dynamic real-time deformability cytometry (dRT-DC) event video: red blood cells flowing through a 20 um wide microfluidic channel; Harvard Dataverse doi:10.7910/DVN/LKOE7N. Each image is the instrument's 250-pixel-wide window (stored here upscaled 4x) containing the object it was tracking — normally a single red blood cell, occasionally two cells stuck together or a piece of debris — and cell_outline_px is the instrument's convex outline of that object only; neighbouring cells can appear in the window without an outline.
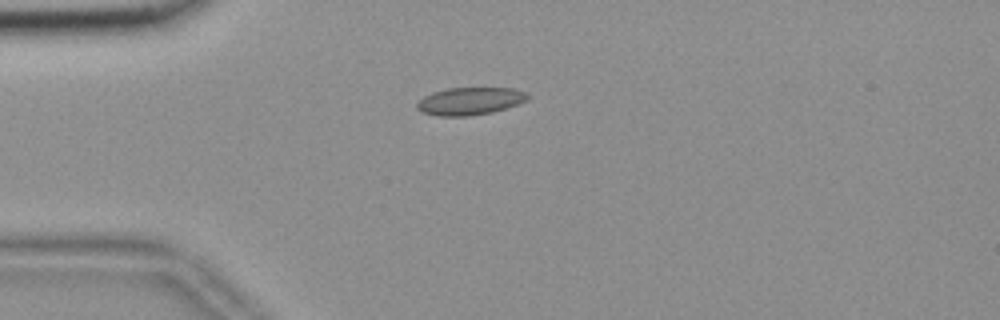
{"species": "common noctule bat (a hibernating species)", "species_latin": "Nyctalus noctula", "temperature_condition": "room temperature", "stored_images_in_passage": 42, "camera_frame_rate_fps": 3000, "um_per_image_px": 0.085, "animal": {"sex": "female", "body_mass_g": 18.4}, "frame": {"image": 1, "passage_image": 1, "time_ms": 0.0, "image_size_px": [1000, 320], "cell_outline_px": [[528, 100], [520, 104], [492, 112], [468, 116], [436, 116], [424, 112], [416, 108], [416, 104], [424, 96], [432, 92], [448, 88], [512, 88], [524, 92], [528, 96]], "centroid_in_image_um": [39.94, 8.6], "position_along_channel_um": 45.1, "area_um2": 17.74}}
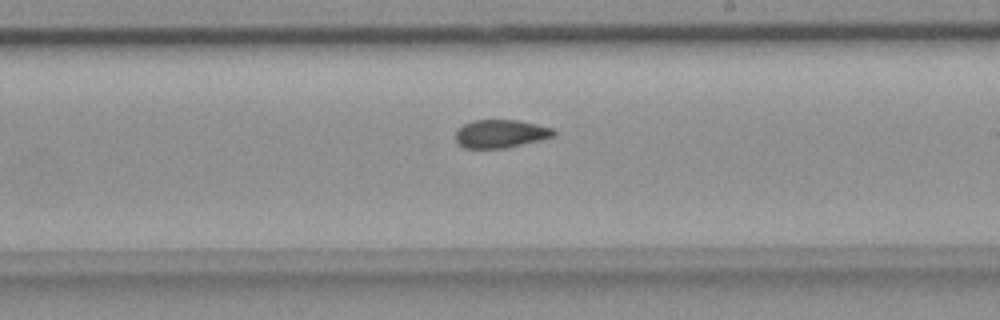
{"frame": {"image": 2, "passage_image": 19, "time_ms": 6.0, "image_size_px": [1000, 320], "cell_outline_px": [[556, 132], [552, 136], [540, 140], [504, 148], [464, 148], [456, 140], [456, 128], [472, 120], [520, 120], [552, 128]], "centroid_in_image_um": [42.52, 11.35], "position_along_channel_um": 246.5, "area_um2": 16.01}}
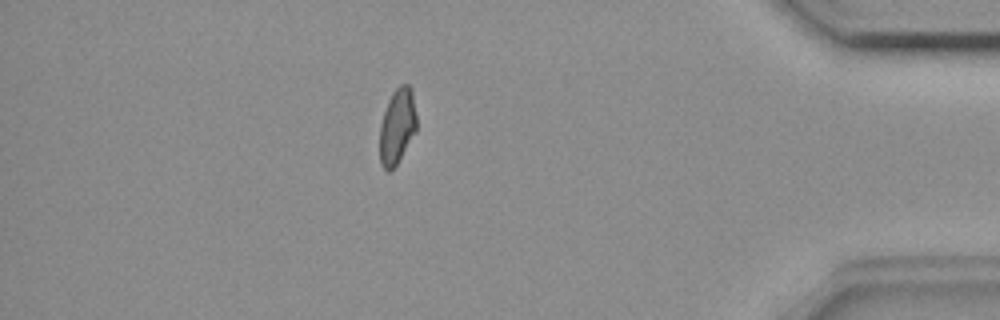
{"frame": {"image": 3, "passage_image": 35, "time_ms": 11.333, "image_size_px": [1000, 320], "cell_outline_px": [[416, 132], [396, 164], [388, 172], [380, 164], [380, 124], [388, 100], [392, 92], [400, 84], [408, 84], [412, 92], [416, 116]], "centroid_in_image_um": [33.75, 10.72], "position_along_channel_um": 401.4, "area_um2": 16.07}, "authors_computed_cell_mechanics": {"area_um2": 16.8198, "velocity_mm_per_s": 3.6643, "shape_relaxation_time_tau1_ms": null, "shape_relaxation_time_tau2_ms": 3.0924, "deformation_change_tau1": null, "deformation_change_tau2": 0.0768}}